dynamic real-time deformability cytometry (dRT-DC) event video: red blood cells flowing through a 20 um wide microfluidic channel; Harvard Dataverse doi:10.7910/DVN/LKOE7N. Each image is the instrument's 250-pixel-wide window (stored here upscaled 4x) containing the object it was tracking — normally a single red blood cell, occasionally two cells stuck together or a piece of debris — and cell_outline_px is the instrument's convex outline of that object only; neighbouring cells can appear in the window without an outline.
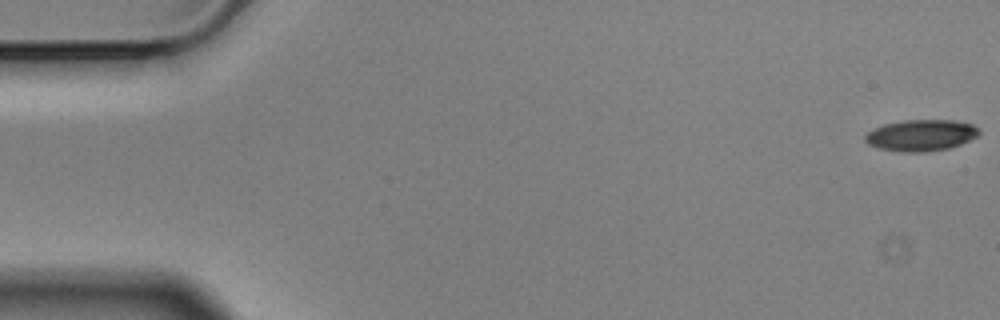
{"species": "Egyptian fruit bat (a non-hibernating species)", "species_latin": "Rousettus aegyptiacus", "temperature_condition": "cold", "stored_images_in_passage": 46, "camera_frame_rate_fps": 3000, "um_per_image_px": 0.085, "animal": {"sex": "male"}, "frame": {"image": 1, "passage_image": 1, "time_ms": 0.0, "image_size_px": [1000, 320], "cell_outline_px": [[980, 136], [960, 144], [948, 148], [928, 152], [900, 152], [880, 148], [868, 144], [864, 140], [864, 136], [872, 128], [884, 124], [904, 120], [956, 120], [972, 124], [980, 132]], "centroid_in_image_um": [78.28, 11.5], "position_along_channel_um": 6.7, "area_um2": 20.98}}
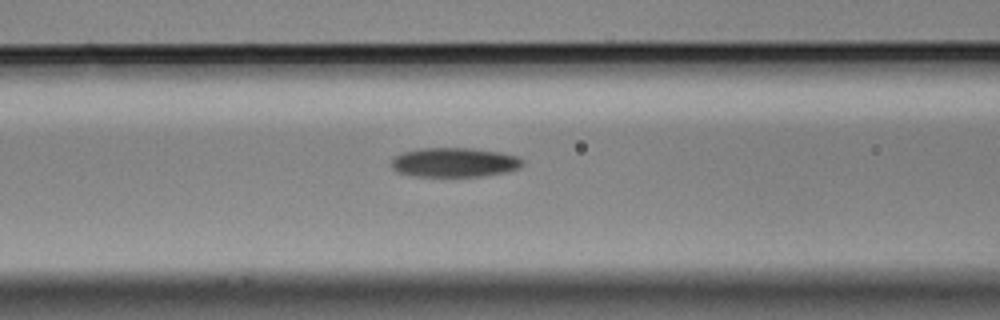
{"frame": {"image": 2, "passage_image": 23, "time_ms": 7.333, "image_size_px": [1000, 320], "cell_outline_px": [[524, 164], [520, 168], [508, 172], [484, 176], [412, 176], [396, 172], [392, 168], [392, 160], [396, 156], [404, 152], [420, 148], [472, 148], [500, 152], [520, 156], [524, 160]], "centroid_in_image_um": [38.68, 13.8], "position_along_channel_um": 127.9, "area_um2": 22.72}}
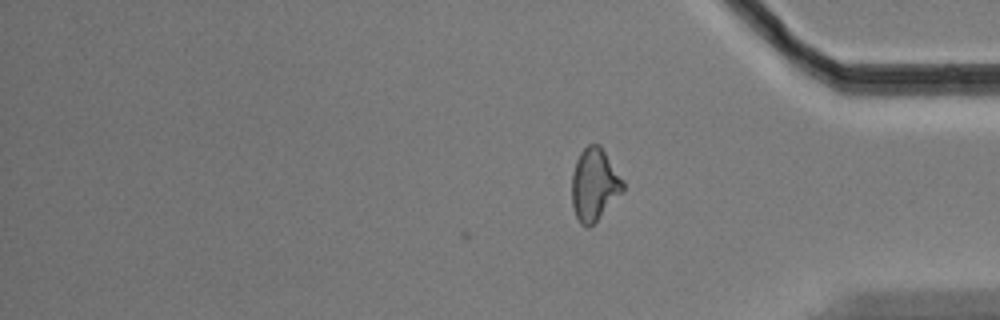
{"frame": {"image": 3, "passage_image": 46, "time_ms": 15.0, "image_size_px": [1000, 320], "cell_outline_px": [[624, 188], [596, 220], [588, 228], [584, 228], [580, 224], [576, 216], [572, 204], [572, 172], [576, 160], [580, 152], [588, 144], [600, 144], [624, 180]], "centroid_in_image_um": [50.49, 15.65], "position_along_channel_um": 384.7, "area_um2": 21.33}, "authors_computed_cell_mechanics": {"area_um2": 21.964, "velocity_mm_per_s": 3.5236, "shape_relaxation_time_tau1_ms": null, "shape_relaxation_time_tau2_ms": 3.0286, "deformation_change_tau1": null, "deformation_change_tau2": 0.0963}}